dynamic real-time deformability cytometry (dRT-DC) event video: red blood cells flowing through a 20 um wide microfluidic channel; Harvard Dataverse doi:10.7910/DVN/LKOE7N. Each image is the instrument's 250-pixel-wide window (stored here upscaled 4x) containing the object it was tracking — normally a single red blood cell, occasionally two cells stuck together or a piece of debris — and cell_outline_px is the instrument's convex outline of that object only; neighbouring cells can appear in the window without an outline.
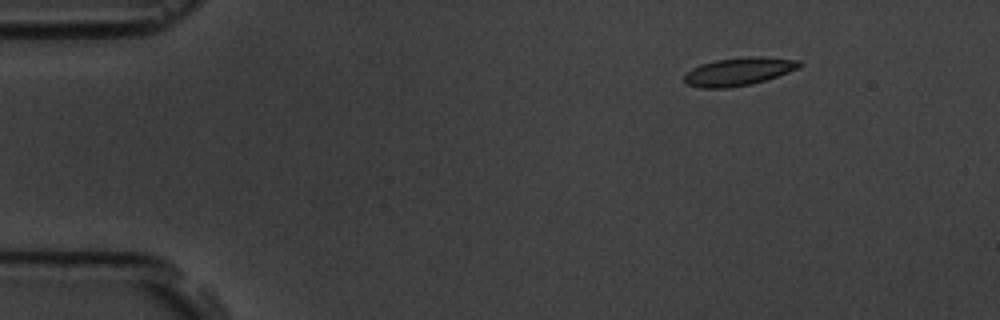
{"species": "common noctule bat (a hibernating species)", "species_latin": "Nyctalus noctula", "temperature_condition": "room temperature", "stored_images_in_passage": 4, "camera_frame_rate_fps": 3000, "um_per_image_px": 0.085, "animal": {"sex": "male", "body_mass_g": 19.5, "forearm_length_mm": 54.6}, "frame": {"image": 1, "passage_image": 1, "time_ms": 0.0, "image_size_px": [1000, 320], "cell_outline_px": [[804, 64], [788, 72], [752, 84], [728, 88], [700, 88], [688, 84], [684, 80], [684, 76], [692, 68], [700, 64], [716, 60], [752, 56], [764, 56], [800, 60]], "centroid_in_image_um": [62.79, 6.07], "position_along_channel_um": 22.2, "area_um2": 18.73}}